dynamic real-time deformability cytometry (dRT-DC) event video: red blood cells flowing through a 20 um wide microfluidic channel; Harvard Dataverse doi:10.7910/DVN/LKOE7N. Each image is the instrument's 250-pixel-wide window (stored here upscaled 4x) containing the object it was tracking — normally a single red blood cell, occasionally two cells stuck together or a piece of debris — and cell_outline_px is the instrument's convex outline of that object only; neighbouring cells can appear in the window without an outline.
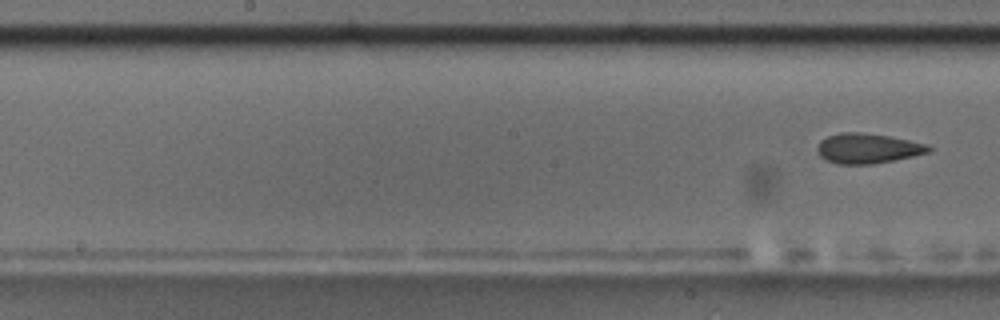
{"species": "common noctule bat (a hibernating species)", "species_latin": "Nyctalus noctula", "temperature_condition": "room temperature", "stored_images_in_passage": 10, "segment_of_instrument_passage": [2, 2], "camera_frame_rate_fps": 3000, "um_per_image_px": 0.085, "animal": {"sex": "male", "body_mass_g": 17.5, "forearm_length_mm": 52.3}, "frame": {"image": 1, "passage_image": 10, "time_ms": 11.0, "image_size_px": [1000, 320], "cell_outline_px": [[932, 152], [872, 164], [840, 164], [828, 160], [820, 156], [816, 148], [820, 140], [828, 136], [840, 132], [860, 132], [888, 136], [928, 144], [932, 148]], "centroid_in_image_um": [73.76, 12.6], "position_along_channel_um": 174.4, "area_um2": 19.36}}